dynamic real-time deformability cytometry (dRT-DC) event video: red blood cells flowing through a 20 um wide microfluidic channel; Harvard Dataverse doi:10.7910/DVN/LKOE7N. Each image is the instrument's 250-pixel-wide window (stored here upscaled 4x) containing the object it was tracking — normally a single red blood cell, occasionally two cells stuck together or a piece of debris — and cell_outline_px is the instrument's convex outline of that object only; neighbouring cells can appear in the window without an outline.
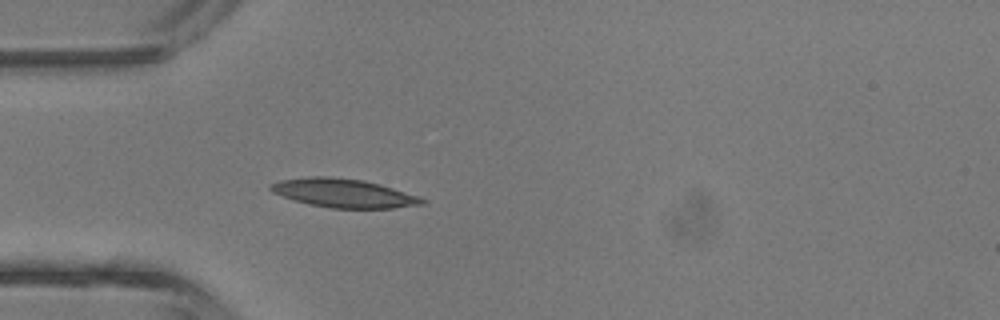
{"species": "common noctule bat (a hibernating species)", "species_latin": "Nyctalus noctula", "temperature_condition": "room temperature", "stored_images_in_passage": 3, "camera_frame_rate_fps": 3000, "um_per_image_px": 0.085, "animal": {"sex": "male", "body_mass_g": 13.3}, "frame": {"image": 1, "passage_image": 3, "time_ms": 2.333, "image_size_px": [1000, 320], "cell_outline_px": [[428, 200], [424, 204], [392, 208], [328, 208], [308, 204], [272, 192], [268, 188], [268, 184], [280, 180], [308, 176], [328, 176], [364, 180], [380, 184], [420, 196]], "centroid_in_image_um": [29.22, 16.41], "position_along_channel_um": 55.8, "area_um2": 25.49}}